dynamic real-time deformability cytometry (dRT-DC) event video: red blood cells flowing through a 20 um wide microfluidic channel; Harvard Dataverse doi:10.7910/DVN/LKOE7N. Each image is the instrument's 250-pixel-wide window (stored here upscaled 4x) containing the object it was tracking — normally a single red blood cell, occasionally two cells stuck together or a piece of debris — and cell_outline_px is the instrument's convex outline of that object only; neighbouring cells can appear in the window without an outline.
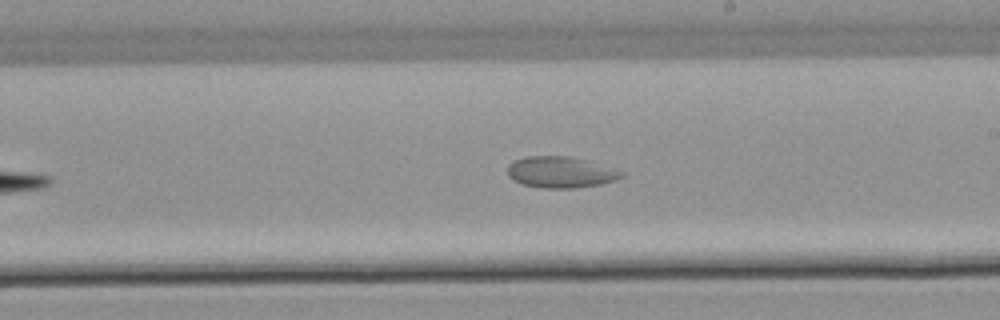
{"species": "common noctule bat (a hibernating species)", "species_latin": "Nyctalus noctula", "temperature_condition": "warm", "stored_images_in_passage": 43, "camera_frame_rate_fps": 3000, "um_per_image_px": 0.085, "animal": {"sex": "male", "body_mass_g": 21.5, "forearm_length_mm": 52.0}, "frame": {"image": 1, "passage_image": 22, "time_ms": 7.0, "image_size_px": [1000, 320], "cell_outline_px": [[624, 176], [616, 180], [600, 184], [576, 188], [540, 188], [524, 184], [512, 180], [508, 176], [508, 164], [512, 160], [524, 156], [572, 156], [588, 160], [624, 172]], "centroid_in_image_um": [47.63, 14.63], "position_along_channel_um": 241.4, "area_um2": 20.98}}
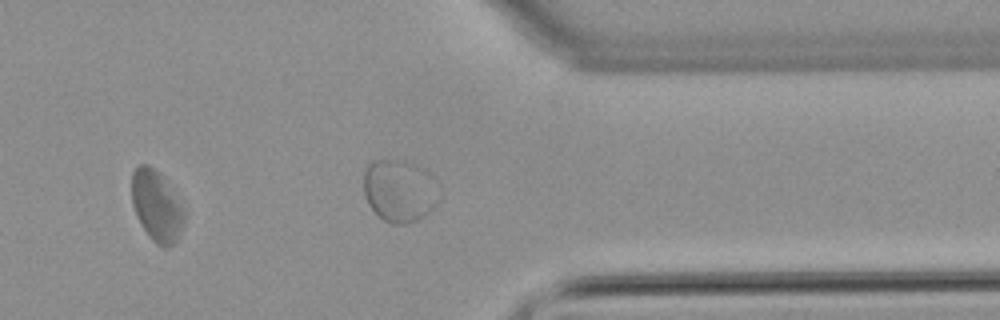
{"frame": {"image": 2, "passage_image": 34, "time_ms": 11.0, "image_size_px": [1000, 320], "cell_outline_px": [[184, 220], [180, 232], [176, 240], [168, 248], [164, 248], [156, 244], [148, 236], [132, 204], [132, 172], [140, 164], [148, 164], [160, 172], [184, 212]], "centroid_in_image_um": [13.29, 17.5], "position_along_channel_um": 398.1, "area_um2": 21.1}}
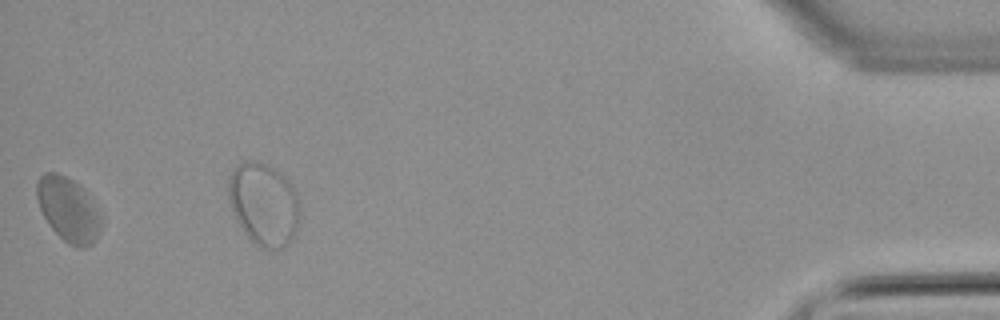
{"frame": {"image": 3, "passage_image": 42, "time_ms": 13.667, "image_size_px": [1000, 320], "cell_outline_px": [[104, 220], [100, 232], [92, 244], [84, 248], [76, 248], [68, 244], [48, 224], [40, 208], [36, 196], [36, 180], [44, 172], [56, 172], [80, 184], [104, 216]], "centroid_in_image_um": [5.84, 17.81], "position_along_channel_um": 429.4, "area_um2": 24.57}}